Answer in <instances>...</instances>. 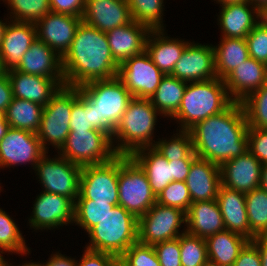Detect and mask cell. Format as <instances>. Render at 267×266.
Masks as SVG:
<instances>
[{
  "mask_svg": "<svg viewBox=\"0 0 267 266\" xmlns=\"http://www.w3.org/2000/svg\"><path fill=\"white\" fill-rule=\"evenodd\" d=\"M248 127L242 103L233 101L224 111L196 123L188 131L196 156L221 166L248 150Z\"/></svg>",
  "mask_w": 267,
  "mask_h": 266,
  "instance_id": "6da1fadb",
  "label": "cell"
},
{
  "mask_svg": "<svg viewBox=\"0 0 267 266\" xmlns=\"http://www.w3.org/2000/svg\"><path fill=\"white\" fill-rule=\"evenodd\" d=\"M65 85L80 87L94 80L118 76L106 33L81 21L69 50L62 57Z\"/></svg>",
  "mask_w": 267,
  "mask_h": 266,
  "instance_id": "7a4b0ae2",
  "label": "cell"
},
{
  "mask_svg": "<svg viewBox=\"0 0 267 266\" xmlns=\"http://www.w3.org/2000/svg\"><path fill=\"white\" fill-rule=\"evenodd\" d=\"M232 102L224 80L218 77L191 82L186 86L180 108L172 118L182 123L179 131H188L196 123L221 113Z\"/></svg>",
  "mask_w": 267,
  "mask_h": 266,
  "instance_id": "3957f363",
  "label": "cell"
},
{
  "mask_svg": "<svg viewBox=\"0 0 267 266\" xmlns=\"http://www.w3.org/2000/svg\"><path fill=\"white\" fill-rule=\"evenodd\" d=\"M159 111L152 105L150 99L133 97L123 113L112 135L119 139L114 150L119 155L130 156L135 150L153 146L152 134Z\"/></svg>",
  "mask_w": 267,
  "mask_h": 266,
  "instance_id": "277c9868",
  "label": "cell"
},
{
  "mask_svg": "<svg viewBox=\"0 0 267 266\" xmlns=\"http://www.w3.org/2000/svg\"><path fill=\"white\" fill-rule=\"evenodd\" d=\"M88 234L91 241L86 249L120 258L138 241V218L117 205Z\"/></svg>",
  "mask_w": 267,
  "mask_h": 266,
  "instance_id": "5b68a950",
  "label": "cell"
},
{
  "mask_svg": "<svg viewBox=\"0 0 267 266\" xmlns=\"http://www.w3.org/2000/svg\"><path fill=\"white\" fill-rule=\"evenodd\" d=\"M79 89L95 105L96 129L112 138L129 101L133 98L124 83L116 76L88 82Z\"/></svg>",
  "mask_w": 267,
  "mask_h": 266,
  "instance_id": "8992f818",
  "label": "cell"
},
{
  "mask_svg": "<svg viewBox=\"0 0 267 266\" xmlns=\"http://www.w3.org/2000/svg\"><path fill=\"white\" fill-rule=\"evenodd\" d=\"M118 190L119 205L137 218L156 203L145 171L128 155H119Z\"/></svg>",
  "mask_w": 267,
  "mask_h": 266,
  "instance_id": "52a82bcc",
  "label": "cell"
},
{
  "mask_svg": "<svg viewBox=\"0 0 267 266\" xmlns=\"http://www.w3.org/2000/svg\"><path fill=\"white\" fill-rule=\"evenodd\" d=\"M77 100V87L61 86L44 106L40 128L37 131L43 149L50 142L61 149L70 133L72 105Z\"/></svg>",
  "mask_w": 267,
  "mask_h": 266,
  "instance_id": "ba28073f",
  "label": "cell"
},
{
  "mask_svg": "<svg viewBox=\"0 0 267 266\" xmlns=\"http://www.w3.org/2000/svg\"><path fill=\"white\" fill-rule=\"evenodd\" d=\"M62 151V152H61ZM60 155L81 167L102 164L118 154L112 138L101 130H70Z\"/></svg>",
  "mask_w": 267,
  "mask_h": 266,
  "instance_id": "9c48e42d",
  "label": "cell"
},
{
  "mask_svg": "<svg viewBox=\"0 0 267 266\" xmlns=\"http://www.w3.org/2000/svg\"><path fill=\"white\" fill-rule=\"evenodd\" d=\"M118 175L119 154L106 163L82 167L76 200L119 204Z\"/></svg>",
  "mask_w": 267,
  "mask_h": 266,
  "instance_id": "30bf717a",
  "label": "cell"
},
{
  "mask_svg": "<svg viewBox=\"0 0 267 266\" xmlns=\"http://www.w3.org/2000/svg\"><path fill=\"white\" fill-rule=\"evenodd\" d=\"M181 223H186V212L156 202L138 218V242L154 245L178 238L182 235L178 229Z\"/></svg>",
  "mask_w": 267,
  "mask_h": 266,
  "instance_id": "8fae6325",
  "label": "cell"
},
{
  "mask_svg": "<svg viewBox=\"0 0 267 266\" xmlns=\"http://www.w3.org/2000/svg\"><path fill=\"white\" fill-rule=\"evenodd\" d=\"M35 169L45 192L59 194L75 202L79 196L81 166L70 162L61 155L58 158L50 159L45 153Z\"/></svg>",
  "mask_w": 267,
  "mask_h": 266,
  "instance_id": "7c38bea8",
  "label": "cell"
},
{
  "mask_svg": "<svg viewBox=\"0 0 267 266\" xmlns=\"http://www.w3.org/2000/svg\"><path fill=\"white\" fill-rule=\"evenodd\" d=\"M164 76L146 51L130 57L118 70V77L136 98L150 99Z\"/></svg>",
  "mask_w": 267,
  "mask_h": 266,
  "instance_id": "4fadbf2b",
  "label": "cell"
},
{
  "mask_svg": "<svg viewBox=\"0 0 267 266\" xmlns=\"http://www.w3.org/2000/svg\"><path fill=\"white\" fill-rule=\"evenodd\" d=\"M45 153L36 133L10 127L0 141V168L26 162L35 167Z\"/></svg>",
  "mask_w": 267,
  "mask_h": 266,
  "instance_id": "5bb4252c",
  "label": "cell"
},
{
  "mask_svg": "<svg viewBox=\"0 0 267 266\" xmlns=\"http://www.w3.org/2000/svg\"><path fill=\"white\" fill-rule=\"evenodd\" d=\"M171 76L186 83L216 78L213 46L189 43L175 64Z\"/></svg>",
  "mask_w": 267,
  "mask_h": 266,
  "instance_id": "9a60e30c",
  "label": "cell"
},
{
  "mask_svg": "<svg viewBox=\"0 0 267 266\" xmlns=\"http://www.w3.org/2000/svg\"><path fill=\"white\" fill-rule=\"evenodd\" d=\"M81 21L82 17L50 11L35 23L37 38L63 57L69 50Z\"/></svg>",
  "mask_w": 267,
  "mask_h": 266,
  "instance_id": "2e32d148",
  "label": "cell"
},
{
  "mask_svg": "<svg viewBox=\"0 0 267 266\" xmlns=\"http://www.w3.org/2000/svg\"><path fill=\"white\" fill-rule=\"evenodd\" d=\"M221 185L243 193L260 188L262 163L247 150L220 166Z\"/></svg>",
  "mask_w": 267,
  "mask_h": 266,
  "instance_id": "e0dca14e",
  "label": "cell"
},
{
  "mask_svg": "<svg viewBox=\"0 0 267 266\" xmlns=\"http://www.w3.org/2000/svg\"><path fill=\"white\" fill-rule=\"evenodd\" d=\"M33 206L29 222L34 229H51L74 222L75 202L70 198L43 191Z\"/></svg>",
  "mask_w": 267,
  "mask_h": 266,
  "instance_id": "ac0fdd59",
  "label": "cell"
},
{
  "mask_svg": "<svg viewBox=\"0 0 267 266\" xmlns=\"http://www.w3.org/2000/svg\"><path fill=\"white\" fill-rule=\"evenodd\" d=\"M15 70L26 74L53 78L61 86L65 85L62 57L38 38L25 52Z\"/></svg>",
  "mask_w": 267,
  "mask_h": 266,
  "instance_id": "d6986e66",
  "label": "cell"
},
{
  "mask_svg": "<svg viewBox=\"0 0 267 266\" xmlns=\"http://www.w3.org/2000/svg\"><path fill=\"white\" fill-rule=\"evenodd\" d=\"M82 21L107 33L132 21L127 0H86Z\"/></svg>",
  "mask_w": 267,
  "mask_h": 266,
  "instance_id": "ffe728a7",
  "label": "cell"
},
{
  "mask_svg": "<svg viewBox=\"0 0 267 266\" xmlns=\"http://www.w3.org/2000/svg\"><path fill=\"white\" fill-rule=\"evenodd\" d=\"M6 25L0 44L3 69H15L25 52L37 38L35 23L11 21Z\"/></svg>",
  "mask_w": 267,
  "mask_h": 266,
  "instance_id": "44dd1931",
  "label": "cell"
},
{
  "mask_svg": "<svg viewBox=\"0 0 267 266\" xmlns=\"http://www.w3.org/2000/svg\"><path fill=\"white\" fill-rule=\"evenodd\" d=\"M150 31L148 26L133 20L108 31L106 36L115 62L120 66L130 57L144 52Z\"/></svg>",
  "mask_w": 267,
  "mask_h": 266,
  "instance_id": "7402d4cb",
  "label": "cell"
},
{
  "mask_svg": "<svg viewBox=\"0 0 267 266\" xmlns=\"http://www.w3.org/2000/svg\"><path fill=\"white\" fill-rule=\"evenodd\" d=\"M266 82L267 65L252 57L236 67L224 79L228 95L230 93L229 97L232 101L240 103Z\"/></svg>",
  "mask_w": 267,
  "mask_h": 266,
  "instance_id": "603a6c76",
  "label": "cell"
},
{
  "mask_svg": "<svg viewBox=\"0 0 267 266\" xmlns=\"http://www.w3.org/2000/svg\"><path fill=\"white\" fill-rule=\"evenodd\" d=\"M13 97L45 106L61 85L53 78L22 73L15 69L6 71Z\"/></svg>",
  "mask_w": 267,
  "mask_h": 266,
  "instance_id": "cb8c5ba5",
  "label": "cell"
},
{
  "mask_svg": "<svg viewBox=\"0 0 267 266\" xmlns=\"http://www.w3.org/2000/svg\"><path fill=\"white\" fill-rule=\"evenodd\" d=\"M185 183L192 203L215 200L221 186L220 166L197 157L191 164Z\"/></svg>",
  "mask_w": 267,
  "mask_h": 266,
  "instance_id": "d4e9b609",
  "label": "cell"
},
{
  "mask_svg": "<svg viewBox=\"0 0 267 266\" xmlns=\"http://www.w3.org/2000/svg\"><path fill=\"white\" fill-rule=\"evenodd\" d=\"M250 4V5H249ZM249 1L222 5L219 23L223 38H246L263 15ZM254 10V11H253ZM256 14V18H254Z\"/></svg>",
  "mask_w": 267,
  "mask_h": 266,
  "instance_id": "484cf974",
  "label": "cell"
},
{
  "mask_svg": "<svg viewBox=\"0 0 267 266\" xmlns=\"http://www.w3.org/2000/svg\"><path fill=\"white\" fill-rule=\"evenodd\" d=\"M186 226L188 234L205 239L226 230L216 199L192 203L186 212Z\"/></svg>",
  "mask_w": 267,
  "mask_h": 266,
  "instance_id": "4316f807",
  "label": "cell"
},
{
  "mask_svg": "<svg viewBox=\"0 0 267 266\" xmlns=\"http://www.w3.org/2000/svg\"><path fill=\"white\" fill-rule=\"evenodd\" d=\"M226 230L241 234L250 240V226L245 205V193L219 187L216 197Z\"/></svg>",
  "mask_w": 267,
  "mask_h": 266,
  "instance_id": "83f0119b",
  "label": "cell"
},
{
  "mask_svg": "<svg viewBox=\"0 0 267 266\" xmlns=\"http://www.w3.org/2000/svg\"><path fill=\"white\" fill-rule=\"evenodd\" d=\"M163 30L150 31L146 40L145 51L164 75H171L175 64L181 58L189 42L164 37Z\"/></svg>",
  "mask_w": 267,
  "mask_h": 266,
  "instance_id": "f1b7e54d",
  "label": "cell"
},
{
  "mask_svg": "<svg viewBox=\"0 0 267 266\" xmlns=\"http://www.w3.org/2000/svg\"><path fill=\"white\" fill-rule=\"evenodd\" d=\"M130 156L145 171L150 187L157 197L171 183V164L153 146L137 149Z\"/></svg>",
  "mask_w": 267,
  "mask_h": 266,
  "instance_id": "f546056e",
  "label": "cell"
},
{
  "mask_svg": "<svg viewBox=\"0 0 267 266\" xmlns=\"http://www.w3.org/2000/svg\"><path fill=\"white\" fill-rule=\"evenodd\" d=\"M248 241L241 234L229 230L210 235L206 238L209 262L218 266H233Z\"/></svg>",
  "mask_w": 267,
  "mask_h": 266,
  "instance_id": "4dcf8cb0",
  "label": "cell"
},
{
  "mask_svg": "<svg viewBox=\"0 0 267 266\" xmlns=\"http://www.w3.org/2000/svg\"><path fill=\"white\" fill-rule=\"evenodd\" d=\"M214 48L215 71L224 80L232 71L249 58L246 38H223Z\"/></svg>",
  "mask_w": 267,
  "mask_h": 266,
  "instance_id": "1f68e13d",
  "label": "cell"
},
{
  "mask_svg": "<svg viewBox=\"0 0 267 266\" xmlns=\"http://www.w3.org/2000/svg\"><path fill=\"white\" fill-rule=\"evenodd\" d=\"M44 106L13 97L5 111V120L11 128L37 133Z\"/></svg>",
  "mask_w": 267,
  "mask_h": 266,
  "instance_id": "d6a6232c",
  "label": "cell"
},
{
  "mask_svg": "<svg viewBox=\"0 0 267 266\" xmlns=\"http://www.w3.org/2000/svg\"><path fill=\"white\" fill-rule=\"evenodd\" d=\"M187 84L171 75H165L162 78L160 85L150 98L159 114L173 117L177 113Z\"/></svg>",
  "mask_w": 267,
  "mask_h": 266,
  "instance_id": "836d02e7",
  "label": "cell"
},
{
  "mask_svg": "<svg viewBox=\"0 0 267 266\" xmlns=\"http://www.w3.org/2000/svg\"><path fill=\"white\" fill-rule=\"evenodd\" d=\"M250 240L267 230V192L261 188L245 193Z\"/></svg>",
  "mask_w": 267,
  "mask_h": 266,
  "instance_id": "e575fe53",
  "label": "cell"
},
{
  "mask_svg": "<svg viewBox=\"0 0 267 266\" xmlns=\"http://www.w3.org/2000/svg\"><path fill=\"white\" fill-rule=\"evenodd\" d=\"M131 18L151 30L163 29V0H127Z\"/></svg>",
  "mask_w": 267,
  "mask_h": 266,
  "instance_id": "d590c367",
  "label": "cell"
},
{
  "mask_svg": "<svg viewBox=\"0 0 267 266\" xmlns=\"http://www.w3.org/2000/svg\"><path fill=\"white\" fill-rule=\"evenodd\" d=\"M107 202L93 200H75L74 223L81 226L88 233L115 206Z\"/></svg>",
  "mask_w": 267,
  "mask_h": 266,
  "instance_id": "8d00e7d4",
  "label": "cell"
},
{
  "mask_svg": "<svg viewBox=\"0 0 267 266\" xmlns=\"http://www.w3.org/2000/svg\"><path fill=\"white\" fill-rule=\"evenodd\" d=\"M172 138L168 141L159 140L153 144V147L168 161L197 158L189 131L181 130L178 136Z\"/></svg>",
  "mask_w": 267,
  "mask_h": 266,
  "instance_id": "74e56055",
  "label": "cell"
},
{
  "mask_svg": "<svg viewBox=\"0 0 267 266\" xmlns=\"http://www.w3.org/2000/svg\"><path fill=\"white\" fill-rule=\"evenodd\" d=\"M182 266H203L209 262L206 239L188 234L186 230L179 236Z\"/></svg>",
  "mask_w": 267,
  "mask_h": 266,
  "instance_id": "f35d334b",
  "label": "cell"
},
{
  "mask_svg": "<svg viewBox=\"0 0 267 266\" xmlns=\"http://www.w3.org/2000/svg\"><path fill=\"white\" fill-rule=\"evenodd\" d=\"M248 128L267 129V82L242 102Z\"/></svg>",
  "mask_w": 267,
  "mask_h": 266,
  "instance_id": "ab89813d",
  "label": "cell"
},
{
  "mask_svg": "<svg viewBox=\"0 0 267 266\" xmlns=\"http://www.w3.org/2000/svg\"><path fill=\"white\" fill-rule=\"evenodd\" d=\"M70 130H98L95 105L79 87H77V100L72 105Z\"/></svg>",
  "mask_w": 267,
  "mask_h": 266,
  "instance_id": "60d3db41",
  "label": "cell"
},
{
  "mask_svg": "<svg viewBox=\"0 0 267 266\" xmlns=\"http://www.w3.org/2000/svg\"><path fill=\"white\" fill-rule=\"evenodd\" d=\"M0 251L26 254L30 252L17 225L9 215L0 209Z\"/></svg>",
  "mask_w": 267,
  "mask_h": 266,
  "instance_id": "b9f144b4",
  "label": "cell"
},
{
  "mask_svg": "<svg viewBox=\"0 0 267 266\" xmlns=\"http://www.w3.org/2000/svg\"><path fill=\"white\" fill-rule=\"evenodd\" d=\"M17 22L36 23L50 10V0H5ZM13 11V12H12ZM15 14V15H14Z\"/></svg>",
  "mask_w": 267,
  "mask_h": 266,
  "instance_id": "7bdbcfd3",
  "label": "cell"
},
{
  "mask_svg": "<svg viewBox=\"0 0 267 266\" xmlns=\"http://www.w3.org/2000/svg\"><path fill=\"white\" fill-rule=\"evenodd\" d=\"M156 202L164 206L176 207L187 212L192 204V199L185 182L172 181L156 197Z\"/></svg>",
  "mask_w": 267,
  "mask_h": 266,
  "instance_id": "ee69618b",
  "label": "cell"
},
{
  "mask_svg": "<svg viewBox=\"0 0 267 266\" xmlns=\"http://www.w3.org/2000/svg\"><path fill=\"white\" fill-rule=\"evenodd\" d=\"M119 266H161L153 245L134 243L120 258Z\"/></svg>",
  "mask_w": 267,
  "mask_h": 266,
  "instance_id": "f6af8a7d",
  "label": "cell"
},
{
  "mask_svg": "<svg viewBox=\"0 0 267 266\" xmlns=\"http://www.w3.org/2000/svg\"><path fill=\"white\" fill-rule=\"evenodd\" d=\"M249 57L267 65V21L262 18L246 36Z\"/></svg>",
  "mask_w": 267,
  "mask_h": 266,
  "instance_id": "bcb514c9",
  "label": "cell"
},
{
  "mask_svg": "<svg viewBox=\"0 0 267 266\" xmlns=\"http://www.w3.org/2000/svg\"><path fill=\"white\" fill-rule=\"evenodd\" d=\"M161 266H182L179 237L153 245Z\"/></svg>",
  "mask_w": 267,
  "mask_h": 266,
  "instance_id": "7dc6e473",
  "label": "cell"
},
{
  "mask_svg": "<svg viewBox=\"0 0 267 266\" xmlns=\"http://www.w3.org/2000/svg\"><path fill=\"white\" fill-rule=\"evenodd\" d=\"M248 150L262 163L267 164V129L248 128Z\"/></svg>",
  "mask_w": 267,
  "mask_h": 266,
  "instance_id": "c3c4849f",
  "label": "cell"
},
{
  "mask_svg": "<svg viewBox=\"0 0 267 266\" xmlns=\"http://www.w3.org/2000/svg\"><path fill=\"white\" fill-rule=\"evenodd\" d=\"M84 251L77 266H119V258L112 254L89 249Z\"/></svg>",
  "mask_w": 267,
  "mask_h": 266,
  "instance_id": "681fc988",
  "label": "cell"
},
{
  "mask_svg": "<svg viewBox=\"0 0 267 266\" xmlns=\"http://www.w3.org/2000/svg\"><path fill=\"white\" fill-rule=\"evenodd\" d=\"M86 0H50V10L55 13L82 17Z\"/></svg>",
  "mask_w": 267,
  "mask_h": 266,
  "instance_id": "f907efd6",
  "label": "cell"
},
{
  "mask_svg": "<svg viewBox=\"0 0 267 266\" xmlns=\"http://www.w3.org/2000/svg\"><path fill=\"white\" fill-rule=\"evenodd\" d=\"M233 266H261L259 249L252 240H249L241 249Z\"/></svg>",
  "mask_w": 267,
  "mask_h": 266,
  "instance_id": "816d5d0a",
  "label": "cell"
},
{
  "mask_svg": "<svg viewBox=\"0 0 267 266\" xmlns=\"http://www.w3.org/2000/svg\"><path fill=\"white\" fill-rule=\"evenodd\" d=\"M194 160L195 159H175L174 161H168V164H171V182H185Z\"/></svg>",
  "mask_w": 267,
  "mask_h": 266,
  "instance_id": "f5cc1de1",
  "label": "cell"
},
{
  "mask_svg": "<svg viewBox=\"0 0 267 266\" xmlns=\"http://www.w3.org/2000/svg\"><path fill=\"white\" fill-rule=\"evenodd\" d=\"M12 86L7 72L0 75V110L5 113L7 107L12 102Z\"/></svg>",
  "mask_w": 267,
  "mask_h": 266,
  "instance_id": "db71d44e",
  "label": "cell"
},
{
  "mask_svg": "<svg viewBox=\"0 0 267 266\" xmlns=\"http://www.w3.org/2000/svg\"><path fill=\"white\" fill-rule=\"evenodd\" d=\"M46 266H77V262L74 259L67 258L66 256L58 253L51 256Z\"/></svg>",
  "mask_w": 267,
  "mask_h": 266,
  "instance_id": "11a10c76",
  "label": "cell"
},
{
  "mask_svg": "<svg viewBox=\"0 0 267 266\" xmlns=\"http://www.w3.org/2000/svg\"><path fill=\"white\" fill-rule=\"evenodd\" d=\"M259 249L261 266H267V237L258 235L252 240Z\"/></svg>",
  "mask_w": 267,
  "mask_h": 266,
  "instance_id": "9f6ffc18",
  "label": "cell"
},
{
  "mask_svg": "<svg viewBox=\"0 0 267 266\" xmlns=\"http://www.w3.org/2000/svg\"><path fill=\"white\" fill-rule=\"evenodd\" d=\"M249 2L262 14L267 12V0H249ZM254 3V4H253Z\"/></svg>",
  "mask_w": 267,
  "mask_h": 266,
  "instance_id": "6f0895ef",
  "label": "cell"
},
{
  "mask_svg": "<svg viewBox=\"0 0 267 266\" xmlns=\"http://www.w3.org/2000/svg\"><path fill=\"white\" fill-rule=\"evenodd\" d=\"M260 188L267 192V164H262Z\"/></svg>",
  "mask_w": 267,
  "mask_h": 266,
  "instance_id": "680465c9",
  "label": "cell"
},
{
  "mask_svg": "<svg viewBox=\"0 0 267 266\" xmlns=\"http://www.w3.org/2000/svg\"><path fill=\"white\" fill-rule=\"evenodd\" d=\"M9 128L10 126L8 123H0V141L6 135Z\"/></svg>",
  "mask_w": 267,
  "mask_h": 266,
  "instance_id": "91938a15",
  "label": "cell"
},
{
  "mask_svg": "<svg viewBox=\"0 0 267 266\" xmlns=\"http://www.w3.org/2000/svg\"><path fill=\"white\" fill-rule=\"evenodd\" d=\"M221 5L233 4V3H242L249 0H217Z\"/></svg>",
  "mask_w": 267,
  "mask_h": 266,
  "instance_id": "94428289",
  "label": "cell"
},
{
  "mask_svg": "<svg viewBox=\"0 0 267 266\" xmlns=\"http://www.w3.org/2000/svg\"><path fill=\"white\" fill-rule=\"evenodd\" d=\"M7 25V22L4 23L0 20V44H1V40L3 38V33H4V30H5V27Z\"/></svg>",
  "mask_w": 267,
  "mask_h": 266,
  "instance_id": "6125c7cd",
  "label": "cell"
},
{
  "mask_svg": "<svg viewBox=\"0 0 267 266\" xmlns=\"http://www.w3.org/2000/svg\"><path fill=\"white\" fill-rule=\"evenodd\" d=\"M0 123H7L5 120V114L0 110Z\"/></svg>",
  "mask_w": 267,
  "mask_h": 266,
  "instance_id": "be15d7a7",
  "label": "cell"
},
{
  "mask_svg": "<svg viewBox=\"0 0 267 266\" xmlns=\"http://www.w3.org/2000/svg\"><path fill=\"white\" fill-rule=\"evenodd\" d=\"M22 266H46V264L44 263V264H36V263H25L24 265H22Z\"/></svg>",
  "mask_w": 267,
  "mask_h": 266,
  "instance_id": "e7e4bbea",
  "label": "cell"
},
{
  "mask_svg": "<svg viewBox=\"0 0 267 266\" xmlns=\"http://www.w3.org/2000/svg\"><path fill=\"white\" fill-rule=\"evenodd\" d=\"M0 266H10L0 254Z\"/></svg>",
  "mask_w": 267,
  "mask_h": 266,
  "instance_id": "03108f58",
  "label": "cell"
},
{
  "mask_svg": "<svg viewBox=\"0 0 267 266\" xmlns=\"http://www.w3.org/2000/svg\"><path fill=\"white\" fill-rule=\"evenodd\" d=\"M6 71L3 69V65H2V61H1V58H0V75L5 73Z\"/></svg>",
  "mask_w": 267,
  "mask_h": 266,
  "instance_id": "003e7915",
  "label": "cell"
},
{
  "mask_svg": "<svg viewBox=\"0 0 267 266\" xmlns=\"http://www.w3.org/2000/svg\"><path fill=\"white\" fill-rule=\"evenodd\" d=\"M203 266H218V265L208 262V263L204 264Z\"/></svg>",
  "mask_w": 267,
  "mask_h": 266,
  "instance_id": "a7ac6f4b",
  "label": "cell"
},
{
  "mask_svg": "<svg viewBox=\"0 0 267 266\" xmlns=\"http://www.w3.org/2000/svg\"><path fill=\"white\" fill-rule=\"evenodd\" d=\"M263 18L267 21V12L263 15Z\"/></svg>",
  "mask_w": 267,
  "mask_h": 266,
  "instance_id": "89a4df30",
  "label": "cell"
},
{
  "mask_svg": "<svg viewBox=\"0 0 267 266\" xmlns=\"http://www.w3.org/2000/svg\"><path fill=\"white\" fill-rule=\"evenodd\" d=\"M262 236L267 237V230L262 234Z\"/></svg>",
  "mask_w": 267,
  "mask_h": 266,
  "instance_id": "2644e50d",
  "label": "cell"
}]
</instances>
